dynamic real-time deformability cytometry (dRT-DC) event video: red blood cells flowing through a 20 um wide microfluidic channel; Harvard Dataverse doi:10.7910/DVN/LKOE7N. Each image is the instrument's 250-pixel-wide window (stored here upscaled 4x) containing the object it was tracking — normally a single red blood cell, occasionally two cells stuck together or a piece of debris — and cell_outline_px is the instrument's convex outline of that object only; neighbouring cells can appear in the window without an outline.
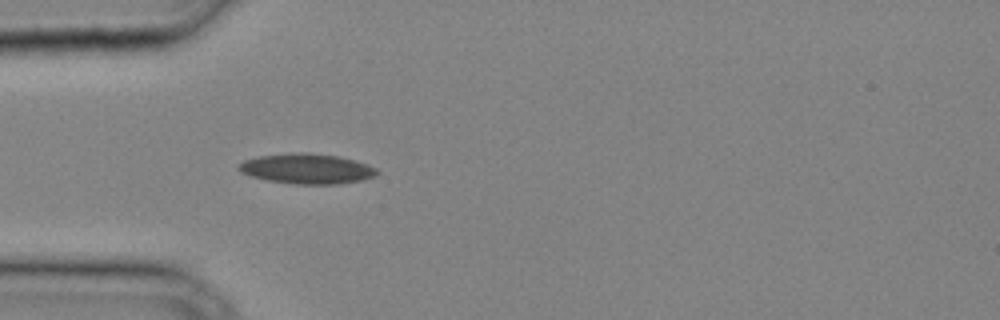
{"species": "common noctule bat (a hibernating species)", "species_latin": "Nyctalus noctula", "temperature_condition": "cold", "stored_images_in_passage": 25, "camera_frame_rate_fps": 3000, "um_per_image_px": 0.085, "animal": {"sex": "male", "body_mass_g": 20.4}, "frame": {"image": 1, "passage_image": 1, "time_ms": 0.0, "image_size_px": [1000, 320], "cell_outline_px": [[380, 172], [376, 176], [364, 180], [340, 184], [296, 184], [268, 180], [252, 176], [240, 172], [236, 168], [236, 164], [244, 160], [260, 156], [292, 152], [308, 152], [340, 156], [368, 164], [376, 168]], "centroid_in_image_um": [26.11, 14.33], "position_along_channel_um": 58.9, "area_um2": 24.62}}
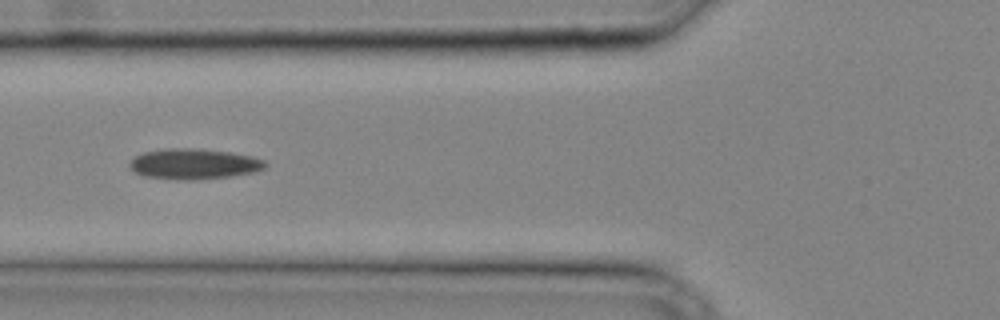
{"frame": {"image": 2, "passage_image": 4, "time_ms": 1.0, "image_size_px": [1000, 320], "cell_outline_px": [[268, 164], [264, 168], [252, 172], [228, 176], [196, 180], [176, 180], [144, 176], [136, 172], [128, 164], [136, 156], [144, 152], [164, 148], [188, 148], [232, 152], [252, 156], [264, 160]], "centroid_in_image_um": [16.48, 13.93], "position_along_channel_um": 109.3, "area_um2": 23.99}}